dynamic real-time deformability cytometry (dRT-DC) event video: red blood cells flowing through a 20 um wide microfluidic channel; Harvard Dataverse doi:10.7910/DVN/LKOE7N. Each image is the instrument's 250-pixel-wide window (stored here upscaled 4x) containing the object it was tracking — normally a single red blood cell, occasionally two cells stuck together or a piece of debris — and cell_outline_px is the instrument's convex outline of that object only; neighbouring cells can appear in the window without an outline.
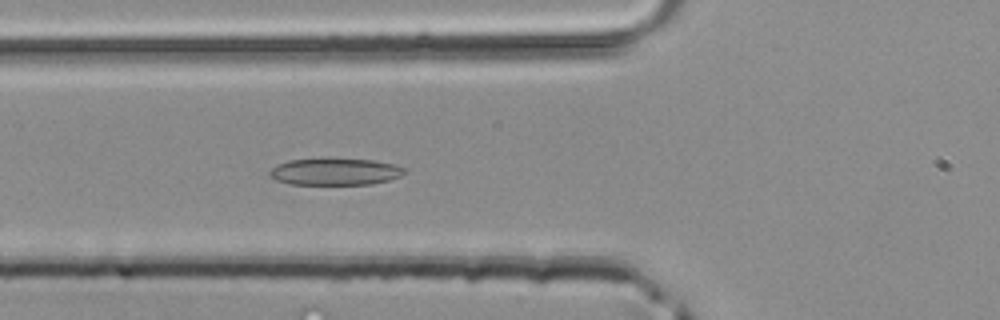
{"species": "common noctule bat (a hibernating species)", "species_latin": "Nyctalus noctula", "temperature_condition": "room temperature", "stored_images_in_passage": 31, "camera_frame_rate_fps": 3000, "um_per_image_px": 0.085, "animal": {"sex": "male", "body_mass_g": 20.4}, "frame": {"image": 1, "passage_image": 7, "time_ms": 2.0, "image_size_px": [1000, 320], "cell_outline_px": [[404, 172], [400, 176], [388, 180], [372, 184], [292, 184], [276, 180], [268, 172], [276, 164], [288, 160], [372, 160], [396, 164], [404, 168]], "centroid_in_image_um": [28.48, 14.61], "position_along_channel_um": 97.3, "area_um2": 20.52}}
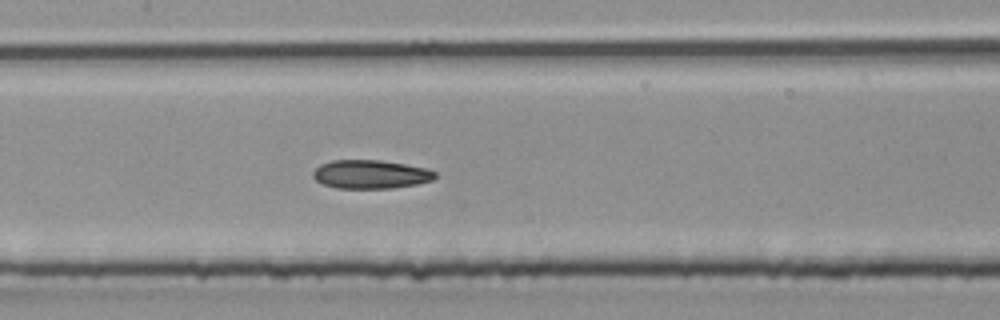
{"frame": {"image": 2, "passage_image": 12, "time_ms": 3.667, "image_size_px": [1000, 320], "cell_outline_px": [[436, 176], [432, 180], [416, 184], [392, 188], [336, 188], [324, 184], [316, 180], [312, 176], [312, 172], [320, 164], [332, 160], [380, 160], [404, 164], [424, 168], [436, 172]], "centroid_in_image_um": [31.47, 14.81], "position_along_channel_um": 175.9, "area_um2": 20.23}}
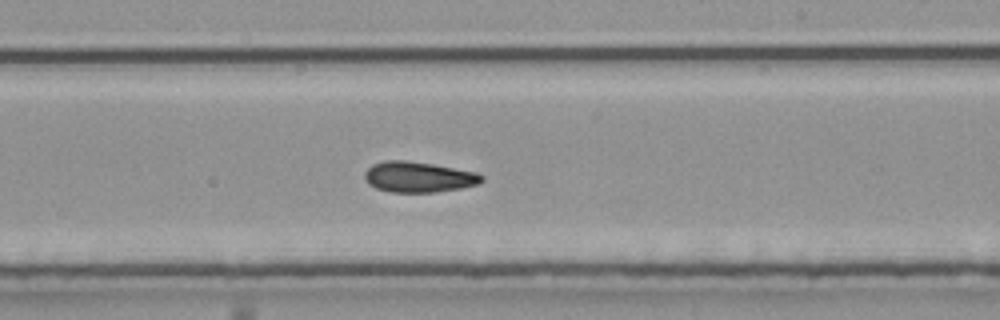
{"frame": {"image": 3, "passage_image": 17, "time_ms": 5.333, "image_size_px": [1000, 320], "cell_outline_px": [[484, 180], [480, 184], [460, 188], [436, 192], [392, 192], [376, 188], [368, 184], [364, 176], [364, 172], [372, 164], [384, 160], [404, 160], [432, 164], [476, 172], [484, 176]], "centroid_in_image_um": [35.57, 15.04], "position_along_channel_um": 253.4, "area_um2": 20.92}}